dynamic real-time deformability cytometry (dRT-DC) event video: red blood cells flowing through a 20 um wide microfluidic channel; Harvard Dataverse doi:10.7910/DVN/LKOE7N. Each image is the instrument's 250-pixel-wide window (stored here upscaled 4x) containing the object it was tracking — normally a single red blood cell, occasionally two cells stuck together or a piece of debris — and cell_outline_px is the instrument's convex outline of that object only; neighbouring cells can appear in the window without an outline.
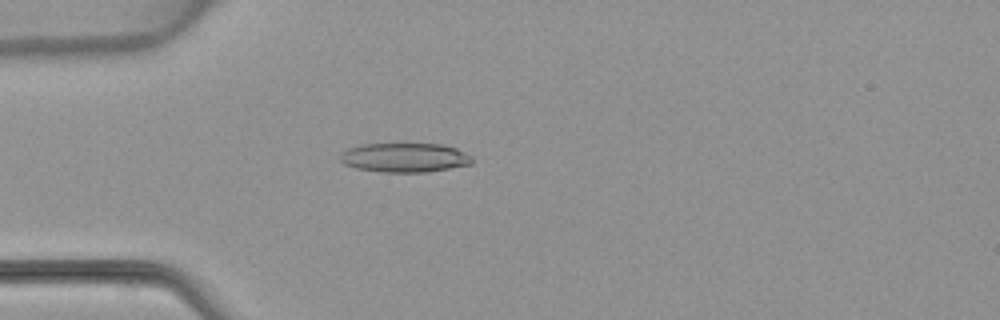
{"species": "common noctule bat (a hibernating species)", "species_latin": "Nyctalus noctula", "temperature_condition": "warm", "stored_images_in_passage": 3, "camera_frame_rate_fps": 3000, "um_per_image_px": 0.085, "animal": {"sex": "female", "body_mass_g": 22.7, "forearm_length_mm": 54.2}, "frame": {"image": 1, "passage_image": 3, "time_ms": 4.0, "image_size_px": [1000, 320], "cell_outline_px": [[472, 164], [428, 172], [380, 172], [356, 168], [344, 164], [340, 160], [340, 152], [348, 148], [360, 144], [440, 144], [456, 148], [472, 156]], "centroid_in_image_um": [34.37, 13.4], "position_along_channel_um": 50.6, "area_um2": 22.6}}